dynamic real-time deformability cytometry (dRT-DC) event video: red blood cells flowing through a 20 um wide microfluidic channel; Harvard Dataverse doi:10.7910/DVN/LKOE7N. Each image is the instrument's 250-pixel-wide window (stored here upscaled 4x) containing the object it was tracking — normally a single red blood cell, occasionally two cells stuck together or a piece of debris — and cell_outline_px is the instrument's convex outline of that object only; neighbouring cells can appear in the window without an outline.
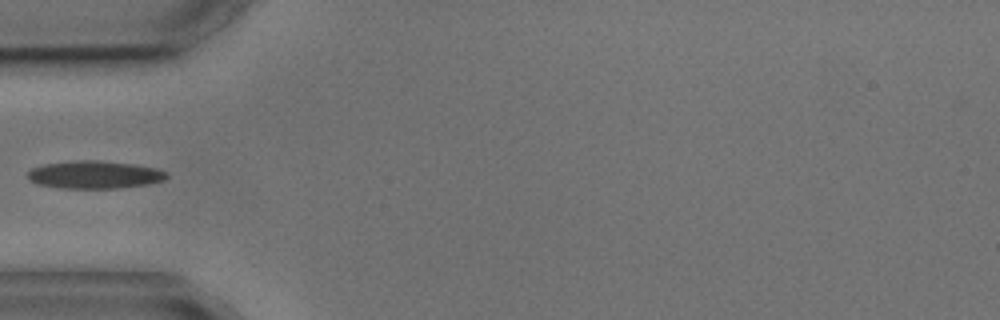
{"species": "common noctule bat (a hibernating species)", "species_latin": "Nyctalus noctula", "temperature_condition": "cold", "stored_images_in_passage": 4, "camera_frame_rate_fps": 3000, "um_per_image_px": 0.085, "animal": {"sex": "male", "body_mass_g": 17.9, "forearm_length_mm": 54.2}, "frame": {"image": 1, "passage_image": 3, "time_ms": 2.333, "image_size_px": [1000, 320], "cell_outline_px": [[168, 176], [164, 180], [148, 184], [120, 188], [60, 188], [36, 184], [28, 180], [28, 172], [32, 168], [44, 164], [72, 160], [100, 160], [136, 164], [156, 168], [168, 172]], "centroid_in_image_um": [8.04, 14.84], "position_along_channel_um": 77.0, "area_um2": 22.77}}